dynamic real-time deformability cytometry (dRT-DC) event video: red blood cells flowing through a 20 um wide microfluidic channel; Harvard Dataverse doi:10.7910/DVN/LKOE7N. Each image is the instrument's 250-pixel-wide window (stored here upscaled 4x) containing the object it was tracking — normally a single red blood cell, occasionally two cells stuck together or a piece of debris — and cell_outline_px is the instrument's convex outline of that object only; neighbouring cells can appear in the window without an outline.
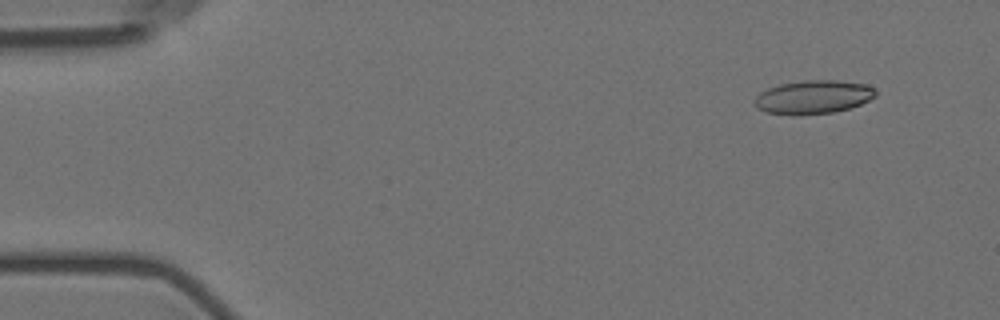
{"species": "Egyptian fruit bat (a non-hibernating species)", "species_latin": "Rousettus aegyptiacus", "temperature_condition": "room temperature", "stored_images_in_passage": 7, "camera_frame_rate_fps": 3000, "um_per_image_px": 0.085, "animal": {"sex": "female"}, "frame": {"image": 1, "passage_image": 2, "time_ms": 1.0, "image_size_px": [1000, 320], "cell_outline_px": [[876, 96], [860, 104], [848, 108], [832, 112], [800, 116], [764, 112], [756, 108], [752, 100], [760, 92], [768, 88], [780, 84], [804, 80], [836, 80], [868, 84], [876, 92]], "centroid_in_image_um": [69.07, 8.25], "position_along_channel_um": 15.9, "area_um2": 23.87}}
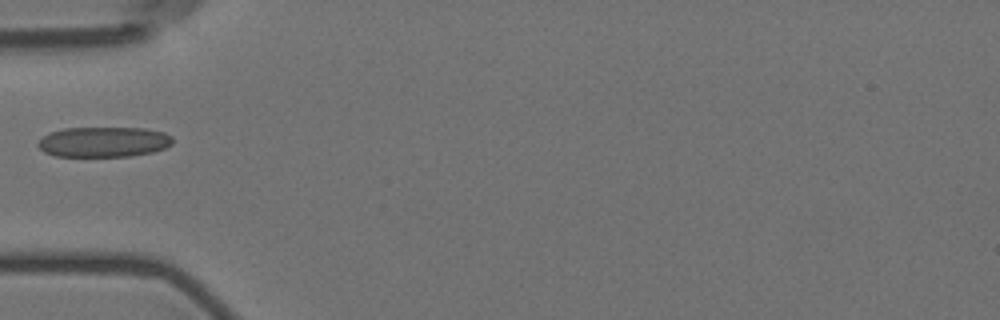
{"frame": {"image": 2, "passage_image": 6, "time_ms": 5.667, "image_size_px": [1000, 320], "cell_outline_px": [[172, 144], [164, 148], [152, 152], [132, 156], [56, 156], [44, 152], [36, 144], [44, 136], [52, 132], [64, 128], [144, 128], [164, 132], [172, 136]], "centroid_in_image_um": [8.83, 12.06], "position_along_channel_um": 76.2, "area_um2": 23.64}}
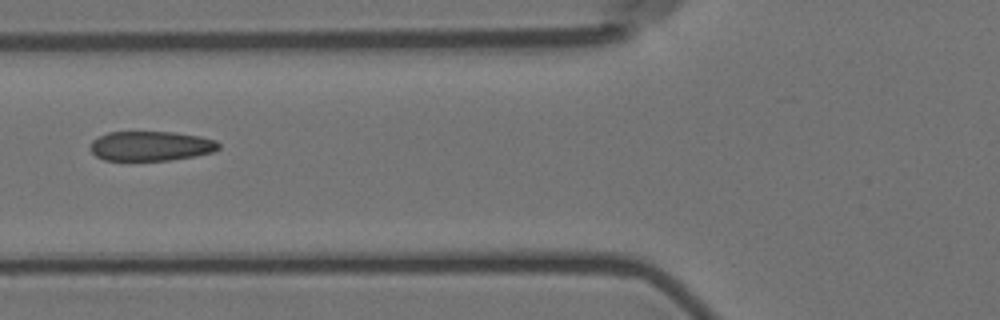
{"frame": {"image": 3, "passage_image": 7, "time_ms": 6.667, "image_size_px": [1000, 320], "cell_outline_px": [[220, 148], [212, 152], [196, 156], [172, 160], [104, 160], [96, 156], [88, 148], [92, 140], [108, 132], [176, 132], [200, 136], [216, 140], [220, 144]], "centroid_in_image_um": [12.83, 12.41], "position_along_channel_um": 113.0, "area_um2": 22.37}}